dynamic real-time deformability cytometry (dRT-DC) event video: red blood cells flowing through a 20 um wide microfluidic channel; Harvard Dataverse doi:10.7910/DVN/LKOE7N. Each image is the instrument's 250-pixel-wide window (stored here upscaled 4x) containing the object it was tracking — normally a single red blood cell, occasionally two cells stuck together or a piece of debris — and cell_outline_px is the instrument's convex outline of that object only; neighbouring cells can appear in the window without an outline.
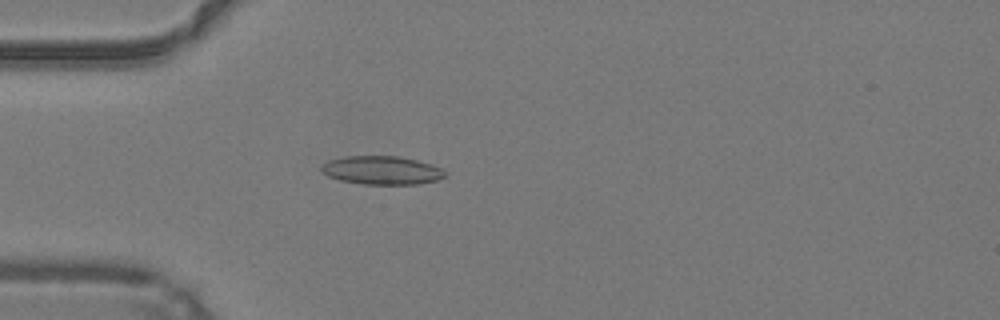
{"species": "common noctule bat (a hibernating species)", "species_latin": "Nyctalus noctula", "temperature_condition": "warm", "stored_images_in_passage": 45, "camera_frame_rate_fps": 3000, "um_per_image_px": 0.085, "animal": {"sex": "male", "body_mass_g": 19.2, "forearm_length_mm": 51.8}, "frame": {"image": 1, "passage_image": 11, "time_ms": 3.333, "image_size_px": [1000, 320], "cell_outline_px": [[448, 176], [436, 180], [420, 184], [364, 184], [340, 180], [328, 176], [320, 168], [328, 160], [344, 156], [400, 156], [432, 164], [448, 172]], "centroid_in_image_um": [32.5, 14.47], "position_along_channel_um": 52.5, "area_um2": 20.58}}
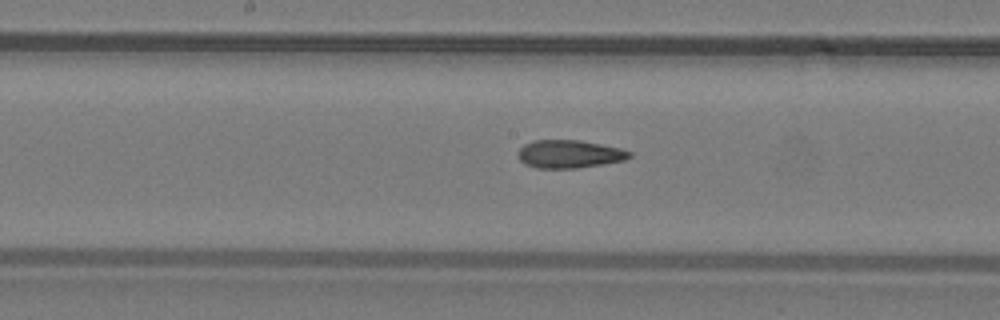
{"frame": {"image": 2, "passage_image": 22, "time_ms": 7.0, "image_size_px": [1000, 320], "cell_outline_px": [[632, 156], [624, 160], [576, 168], [536, 168], [524, 164], [516, 156], [520, 148], [524, 144], [536, 140], [580, 140], [620, 148], [632, 152]], "centroid_in_image_um": [48.36, 13.09], "position_along_channel_um": 199.8, "area_um2": 18.15}}
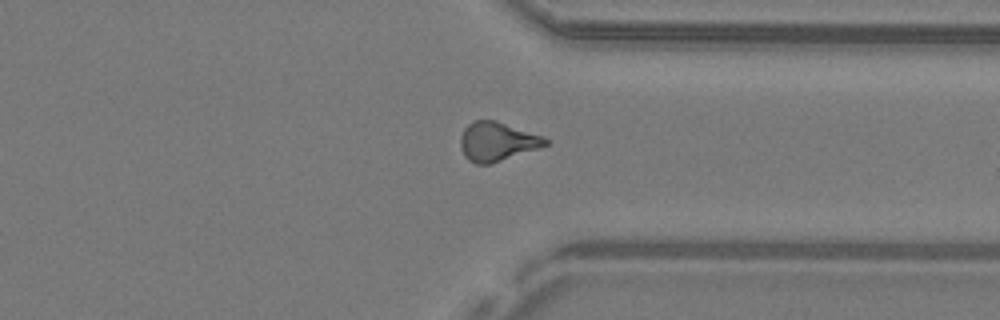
{"frame": {"image": 3, "passage_image": 34, "time_ms": 11.0, "image_size_px": [1000, 320], "cell_outline_px": [[552, 140], [548, 144], [492, 164], [476, 164], [468, 160], [464, 156], [460, 144], [460, 136], [464, 128], [468, 124], [476, 120], [496, 120], [544, 136]], "centroid_in_image_um": [42.26, 12.03], "position_along_channel_um": 369.1, "area_um2": 19.42}, "authors_computed_cell_mechanics": {"area_um2": 18.6694, "velocity_mm_per_s": 4.2696, "shape_relaxation_time_tau1_ms": null, "shape_relaxation_time_tau2_ms": 1.9083, "deformation_change_tau1": null, "deformation_change_tau2": 0.0976}}